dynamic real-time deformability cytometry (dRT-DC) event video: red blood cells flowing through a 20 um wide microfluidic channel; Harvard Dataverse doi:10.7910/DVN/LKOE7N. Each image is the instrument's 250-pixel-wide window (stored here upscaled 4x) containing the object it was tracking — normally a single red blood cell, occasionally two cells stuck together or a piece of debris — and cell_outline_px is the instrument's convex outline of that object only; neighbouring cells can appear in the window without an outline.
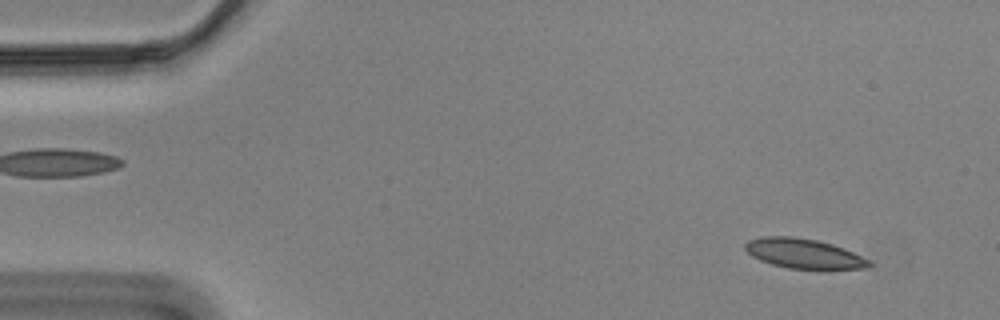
{"species": "Egyptian fruit bat (a non-hibernating species)", "species_latin": "Rousettus aegyptiacus", "temperature_condition": "cold", "stored_images_in_passage": 56, "camera_frame_rate_fps": 3000, "um_per_image_px": 0.085, "animal": {"sex": "male"}, "frame": {"image": 1, "passage_image": 4, "time_ms": 1.0, "image_size_px": [1000, 320], "cell_outline_px": [[872, 264], [868, 268], [828, 272], [788, 268], [772, 264], [760, 260], [752, 256], [744, 248], [744, 244], [748, 240], [760, 236], [792, 236], [816, 240], [832, 244], [844, 248], [868, 260]], "centroid_in_image_um": [68.36, 21.6], "position_along_channel_um": 16.6, "area_um2": 22.31}}
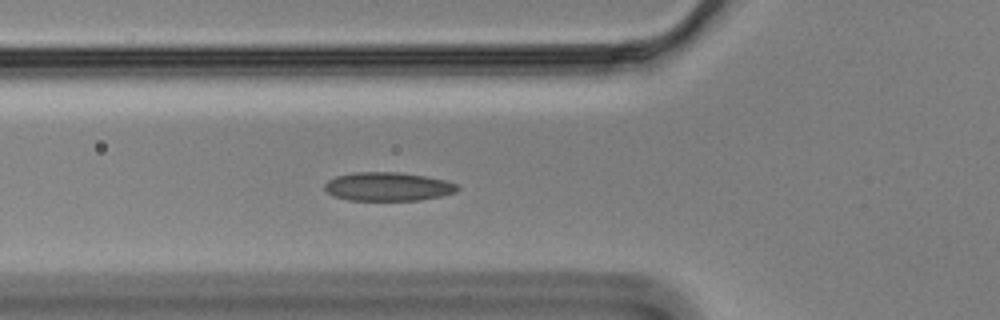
{"frame": {"image": 2, "passage_image": 19, "time_ms": 6.0, "image_size_px": [1000, 320], "cell_outline_px": [[460, 188], [456, 192], [440, 196], [420, 200], [348, 200], [332, 196], [324, 188], [324, 184], [328, 180], [336, 176], [356, 172], [396, 172], [424, 176], [444, 180], [456, 184]], "centroid_in_image_um": [32.94, 15.86], "position_along_channel_um": 92.9, "area_um2": 22.08}}
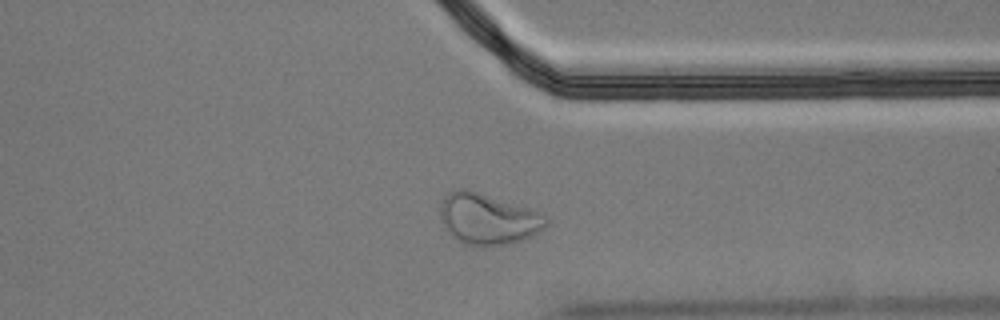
{"frame": {"image": 3, "passage_image": 43, "time_ms": 14.0, "image_size_px": [1000, 320], "cell_outline_px": [[548, 224], [544, 228], [524, 240], [508, 244], [480, 248], [464, 244], [456, 240], [444, 228], [440, 220], [440, 208], [444, 196], [448, 192], [460, 188], [468, 188], [540, 212], [548, 220]], "centroid_in_image_um": [41.44, 18.63], "position_along_channel_um": 370.0, "area_um2": 31.96}, "authors_computed_cell_mechanics": {"area_um2": 22.5131, "velocity_mm_per_s": 3.4714, "shape_relaxation_time_tau1_ms": null, "shape_relaxation_time_tau2_ms": 2.8738, "deformation_change_tau1": null, "deformation_change_tau2": 0.0733}}